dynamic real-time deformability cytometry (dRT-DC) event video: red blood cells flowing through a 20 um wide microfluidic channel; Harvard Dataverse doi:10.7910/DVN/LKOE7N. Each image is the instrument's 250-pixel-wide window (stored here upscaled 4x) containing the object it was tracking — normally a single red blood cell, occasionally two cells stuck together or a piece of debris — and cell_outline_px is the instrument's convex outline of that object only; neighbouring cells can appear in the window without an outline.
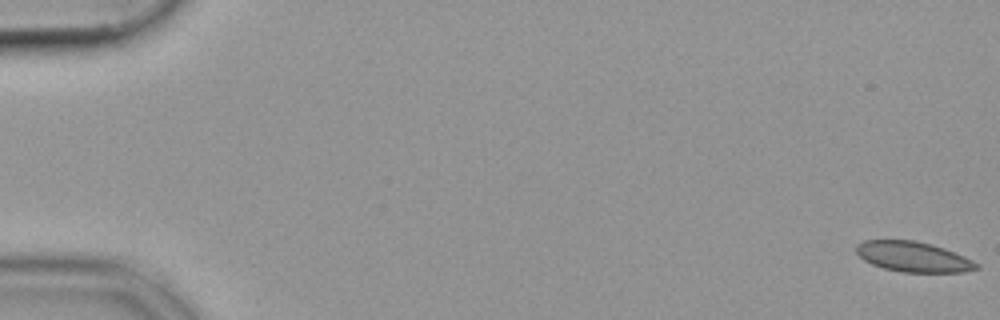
{"species": "common noctule bat (a hibernating species)", "species_latin": "Nyctalus noctula", "temperature_condition": "cold", "stored_images_in_passage": 54, "camera_frame_rate_fps": 3000, "um_per_image_px": 0.085, "animal": {"sex": "female", "body_mass_g": 19.9}, "frame": {"image": 1, "passage_image": 1, "time_ms": 0.0, "image_size_px": [1000, 320], "cell_outline_px": [[980, 268], [964, 272], [900, 272], [884, 268], [872, 264], [864, 260], [856, 252], [856, 244], [864, 240], [916, 240], [932, 244], [944, 248], [964, 256], [980, 264]], "centroid_in_image_um": [77.64, 21.82], "position_along_channel_um": 7.4, "area_um2": 21.27}}
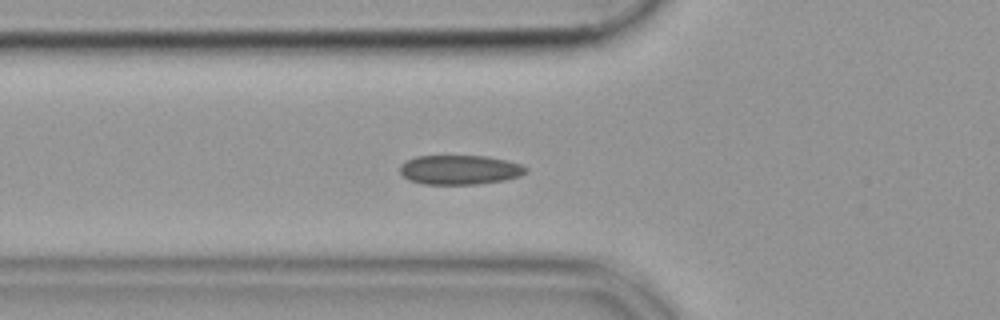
{"frame": {"image": 2, "passage_image": 20, "time_ms": 6.333, "image_size_px": [1000, 320], "cell_outline_px": [[528, 172], [520, 176], [504, 180], [476, 184], [424, 184], [408, 180], [400, 172], [400, 164], [416, 156], [488, 156], [508, 160], [520, 164], [528, 168]], "centroid_in_image_um": [39.1, 14.43], "position_along_channel_um": 86.7, "area_um2": 21.68}}
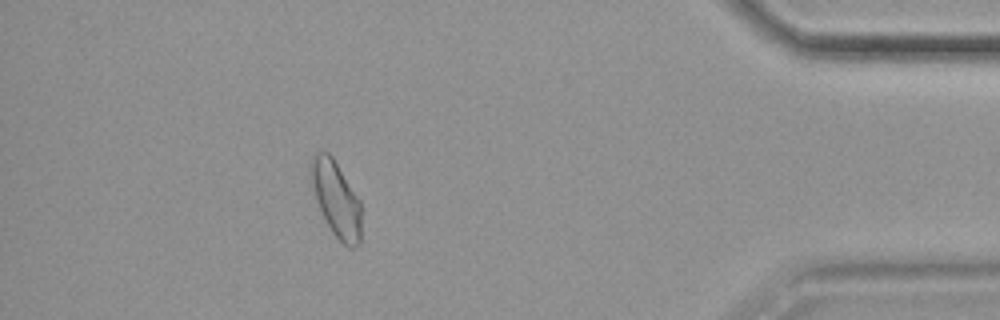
{"frame": {"image": 3, "passage_image": 49, "time_ms": 16.0, "image_size_px": [1000, 320], "cell_outline_px": [[360, 244], [356, 248], [348, 248], [332, 232], [316, 200], [308, 180], [308, 164], [312, 156], [316, 152], [328, 152], [332, 156], [360, 200]], "centroid_in_image_um": [28.52, 16.87], "position_along_channel_um": 406.7, "area_um2": 22.43}}